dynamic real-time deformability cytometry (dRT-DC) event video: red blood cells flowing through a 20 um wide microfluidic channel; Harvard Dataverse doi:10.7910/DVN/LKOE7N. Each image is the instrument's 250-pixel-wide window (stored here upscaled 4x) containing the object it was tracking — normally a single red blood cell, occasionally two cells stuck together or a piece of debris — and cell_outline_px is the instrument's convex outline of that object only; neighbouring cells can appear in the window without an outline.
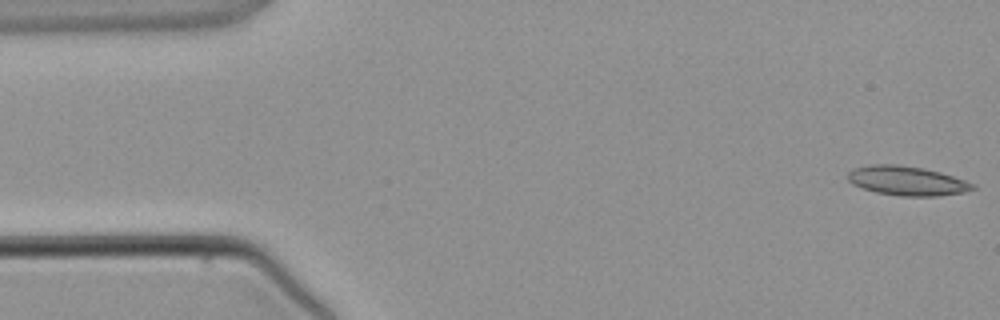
{"species": "common noctule bat (a hibernating species)", "species_latin": "Nyctalus noctula", "temperature_condition": "warm", "stored_images_in_passage": 3, "camera_frame_rate_fps": 3000, "um_per_image_px": 0.085, "animal": {"sex": "male", "body_mass_g": 21.5, "forearm_length_mm": 52.0}, "frame": {"image": 1, "passage_image": 1, "time_ms": 0.0, "image_size_px": [1000, 320], "cell_outline_px": [[976, 188], [964, 192], [936, 196], [900, 196], [876, 192], [852, 184], [848, 180], [848, 172], [852, 168], [868, 164], [900, 164], [924, 168], [940, 172], [976, 184]], "centroid_in_image_um": [77.07, 15.35], "position_along_channel_um": 7.9, "area_um2": 21.44}}